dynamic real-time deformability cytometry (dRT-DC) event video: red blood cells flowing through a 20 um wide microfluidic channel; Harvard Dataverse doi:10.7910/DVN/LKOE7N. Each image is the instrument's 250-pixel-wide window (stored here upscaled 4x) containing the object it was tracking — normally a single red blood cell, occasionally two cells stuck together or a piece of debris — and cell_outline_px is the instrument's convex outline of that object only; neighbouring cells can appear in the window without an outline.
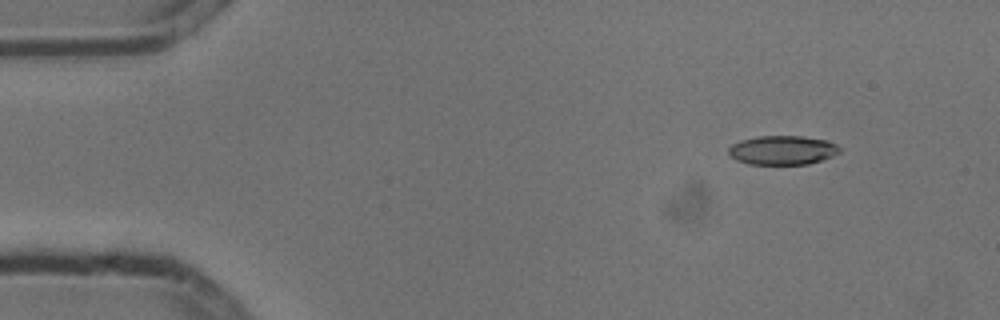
{"species": "common noctule bat (a hibernating species)", "species_latin": "Nyctalus noctula", "temperature_condition": "cold", "stored_images_in_passage": 4, "camera_frame_rate_fps": 3000, "um_per_image_px": 0.085, "animal": {"sex": "male", "body_mass_g": 13.3}, "frame": {"image": 1, "passage_image": 2, "time_ms": 0.333, "image_size_px": [1000, 320], "cell_outline_px": [[840, 152], [832, 156], [808, 164], [748, 164], [736, 160], [728, 152], [728, 148], [732, 144], [740, 140], [756, 136], [800, 136], [828, 140], [836, 144], [840, 148]], "centroid_in_image_um": [66.5, 12.75], "position_along_channel_um": 18.5, "area_um2": 18.84}}